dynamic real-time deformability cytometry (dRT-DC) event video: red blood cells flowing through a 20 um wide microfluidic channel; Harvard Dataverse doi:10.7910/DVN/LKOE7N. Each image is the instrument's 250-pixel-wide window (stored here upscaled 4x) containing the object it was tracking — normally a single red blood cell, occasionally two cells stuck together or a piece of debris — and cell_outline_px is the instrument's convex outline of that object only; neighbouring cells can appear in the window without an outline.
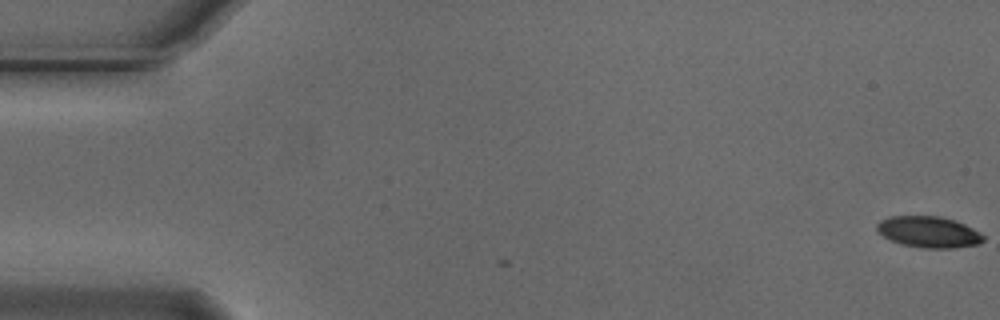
{"species": "Egyptian fruit bat (a non-hibernating species)", "species_latin": "Rousettus aegyptiacus", "temperature_condition": "cold", "stored_images_in_passage": 56, "camera_frame_rate_fps": 3000, "um_per_image_px": 0.085, "animal": {"sex": "male"}, "frame": {"image": 1, "passage_image": 1, "time_ms": 0.0, "image_size_px": [1000, 320], "cell_outline_px": [[984, 240], [980, 244], [956, 248], [920, 248], [900, 244], [876, 232], [876, 224], [880, 220], [888, 216], [940, 216], [956, 220], [980, 232], [984, 236]], "centroid_in_image_um": [78.93, 19.72], "position_along_channel_um": 6.1, "area_um2": 19.65}}
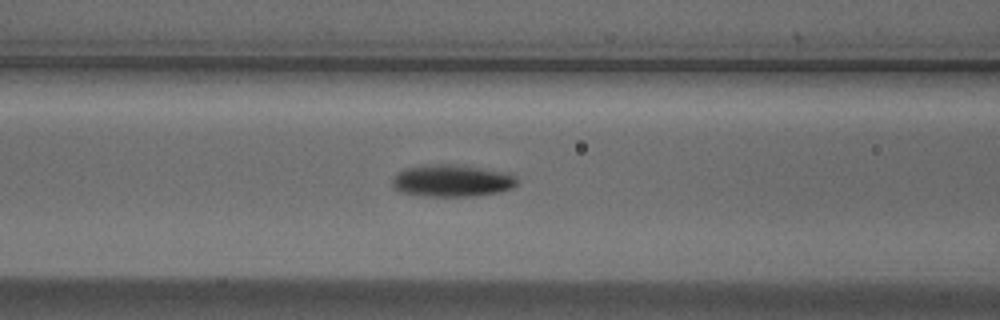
{"frame": {"image": 2, "passage_image": 23, "time_ms": 7.333, "image_size_px": [1000, 320], "cell_outline_px": [[520, 180], [512, 188], [500, 192], [476, 196], [424, 196], [400, 192], [392, 184], [392, 176], [396, 172], [404, 168], [428, 164], [456, 164], [508, 172], [516, 176]], "centroid_in_image_um": [38.43, 15.35], "position_along_channel_um": 128.2, "area_um2": 23.76}}
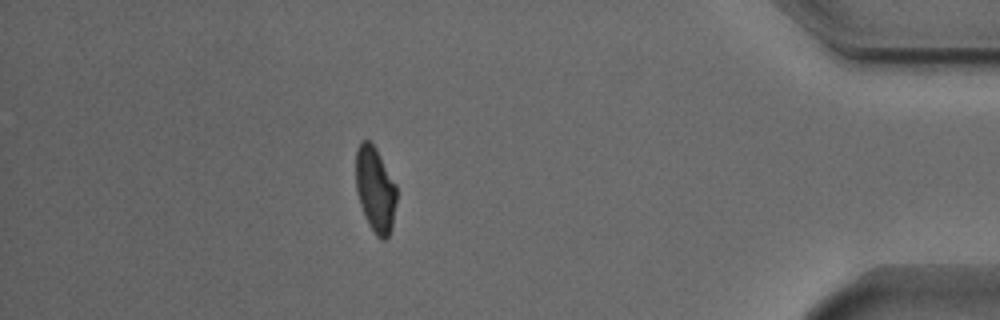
{"frame": {"image": 3, "passage_image": 49, "time_ms": 16.0, "image_size_px": [1000, 320], "cell_outline_px": [[396, 200], [392, 228], [388, 236], [384, 240], [380, 240], [376, 236], [368, 224], [364, 216], [356, 192], [356, 148], [360, 140], [368, 140], [376, 148], [396, 184]], "centroid_in_image_um": [31.88, 16.11], "position_along_channel_um": 403.3, "area_um2": 20.46}, "authors_computed_cell_mechanics": {"area_um2": 21.2993, "velocity_mm_per_s": 3.7262, "shape_relaxation_time_tau1_ms": 2.6934, "shape_relaxation_time_tau2_ms": 4.3034, "deformation_change_tau1": 0.1331, "deformation_change_tau2": 0.073}}